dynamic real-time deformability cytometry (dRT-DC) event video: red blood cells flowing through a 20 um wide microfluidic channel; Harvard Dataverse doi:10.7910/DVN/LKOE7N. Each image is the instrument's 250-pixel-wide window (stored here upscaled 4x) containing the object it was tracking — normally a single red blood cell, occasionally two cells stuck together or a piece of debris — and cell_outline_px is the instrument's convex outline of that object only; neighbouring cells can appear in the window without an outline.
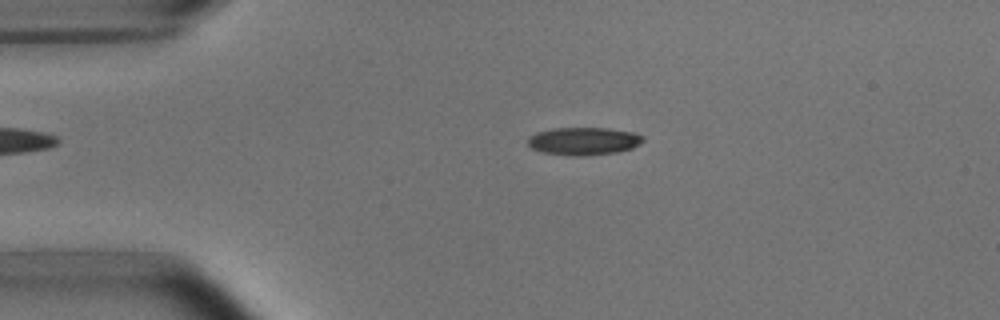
{"species": "common noctule bat (a hibernating species)", "species_latin": "Nyctalus noctula", "temperature_condition": "room temperature", "stored_images_in_passage": 3, "camera_frame_rate_fps": 3000, "um_per_image_px": 0.085, "animal": {"sex": "male", "body_mass_g": 15.6}, "frame": {"image": 1, "passage_image": 2, "time_ms": 2.0, "image_size_px": [1000, 320], "cell_outline_px": [[644, 140], [640, 144], [632, 148], [616, 152], [584, 156], [568, 156], [544, 152], [532, 148], [528, 144], [528, 136], [536, 132], [552, 128], [608, 128], [636, 132], [644, 136]], "centroid_in_image_um": [49.63, 11.99], "position_along_channel_um": 35.4, "area_um2": 18.84}}